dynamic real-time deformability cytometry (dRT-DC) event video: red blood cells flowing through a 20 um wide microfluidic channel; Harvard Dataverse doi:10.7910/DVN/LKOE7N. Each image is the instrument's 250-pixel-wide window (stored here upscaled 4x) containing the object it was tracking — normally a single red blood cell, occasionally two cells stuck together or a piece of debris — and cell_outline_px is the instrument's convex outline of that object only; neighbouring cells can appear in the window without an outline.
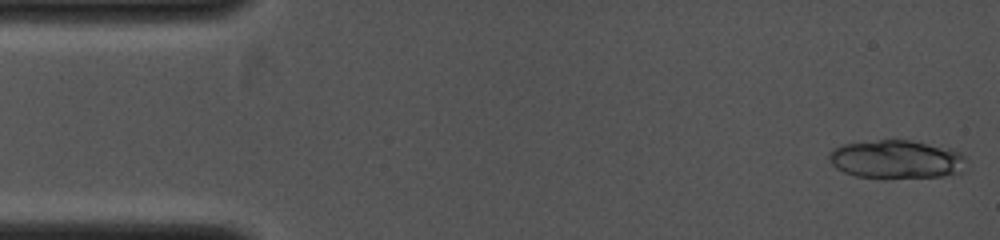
{"species": "common noctule bat (a hibernating species)", "species_latin": "Nyctalus noctula", "temperature_condition": "cold", "stored_images_in_passage": 5, "camera_frame_rate_fps": 4000, "um_per_image_px": 0.085, "animal": {"sex": "female", "body_mass_g": 19.0, "forearm_length_mm": 53.3}, "frame": {"image": 1, "passage_image": 1, "time_ms": 0.0, "image_size_px": [1000, 240], "cell_outline_px": [[964, 172], [944, 176], [880, 180], [856, 176], [844, 172], [836, 168], [832, 164], [828, 156], [828, 152], [832, 148], [844, 144], [880, 140], [908, 140], [952, 148], [960, 152], [964, 156]], "centroid_in_image_um": [76.19, 13.58], "position_along_channel_um": 8.8, "area_um2": 31.5}}